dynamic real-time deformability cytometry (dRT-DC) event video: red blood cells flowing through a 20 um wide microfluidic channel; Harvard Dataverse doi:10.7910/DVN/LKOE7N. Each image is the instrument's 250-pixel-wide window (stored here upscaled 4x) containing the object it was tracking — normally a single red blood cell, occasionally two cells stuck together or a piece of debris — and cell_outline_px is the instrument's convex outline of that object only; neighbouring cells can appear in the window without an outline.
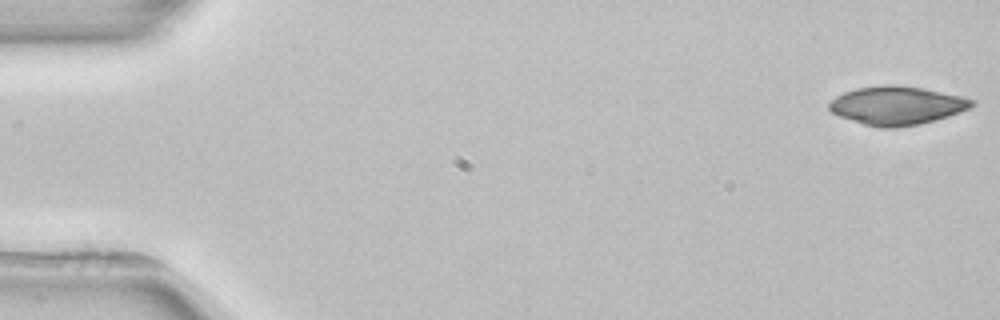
{"species": "common noctule bat (a hibernating species)", "species_latin": "Nyctalus noctula", "temperature_condition": "room temperature", "stored_images_in_passage": 4, "camera_frame_rate_fps": 3000, "um_per_image_px": 0.085, "animal": {"sex": "female", "body_mass_g": 22.7, "forearm_length_mm": 54.2}, "frame": {"image": 1, "passage_image": 1, "time_ms": 0.0, "image_size_px": [1000, 320], "cell_outline_px": [[976, 104], [960, 112], [936, 120], [920, 124], [896, 128], [880, 128], [864, 124], [840, 116], [832, 112], [828, 108], [828, 104], [836, 96], [844, 92], [856, 88], [884, 84], [896, 84], [924, 88], [960, 96], [976, 100]], "centroid_in_image_um": [76.24, 8.96], "position_along_channel_um": 8.8, "area_um2": 32.14}}
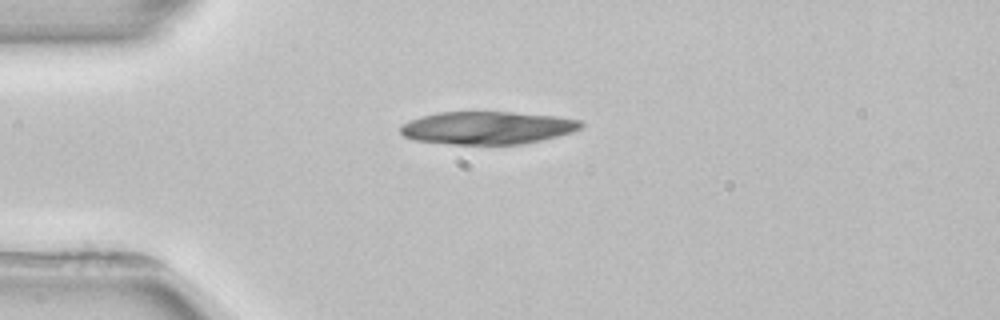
{"frame": {"image": 2, "passage_image": 3, "time_ms": 4.0, "image_size_px": [1000, 320], "cell_outline_px": [[584, 124], [580, 128], [572, 132], [524, 144], [452, 144], [412, 140], [404, 136], [400, 132], [400, 124], [424, 116], [440, 112], [512, 112], [556, 116], [580, 120]], "centroid_in_image_um": [41.41, 10.86], "position_along_channel_um": 43.6, "area_um2": 34.33}}